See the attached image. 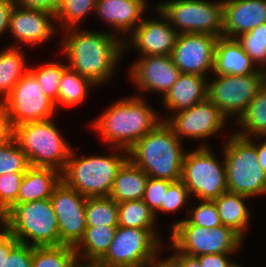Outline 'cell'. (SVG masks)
Instances as JSON below:
<instances>
[{
  "label": "cell",
  "instance_id": "cell-1",
  "mask_svg": "<svg viewBox=\"0 0 266 267\" xmlns=\"http://www.w3.org/2000/svg\"><path fill=\"white\" fill-rule=\"evenodd\" d=\"M73 29H65L68 30L67 37L61 44L62 51L69 59L67 66L95 85L102 84L115 72L124 50V40L116 37L115 33Z\"/></svg>",
  "mask_w": 266,
  "mask_h": 267
},
{
  "label": "cell",
  "instance_id": "cell-2",
  "mask_svg": "<svg viewBox=\"0 0 266 267\" xmlns=\"http://www.w3.org/2000/svg\"><path fill=\"white\" fill-rule=\"evenodd\" d=\"M141 96L127 97L111 105L93 123L103 141L114 143L125 154L162 120ZM160 120V121H159Z\"/></svg>",
  "mask_w": 266,
  "mask_h": 267
},
{
  "label": "cell",
  "instance_id": "cell-3",
  "mask_svg": "<svg viewBox=\"0 0 266 267\" xmlns=\"http://www.w3.org/2000/svg\"><path fill=\"white\" fill-rule=\"evenodd\" d=\"M181 145V140L162 120L128 150V159L151 178L178 181L185 155Z\"/></svg>",
  "mask_w": 266,
  "mask_h": 267
},
{
  "label": "cell",
  "instance_id": "cell-4",
  "mask_svg": "<svg viewBox=\"0 0 266 267\" xmlns=\"http://www.w3.org/2000/svg\"><path fill=\"white\" fill-rule=\"evenodd\" d=\"M0 222L22 244L60 245L59 226L50 198L15 204L0 217Z\"/></svg>",
  "mask_w": 266,
  "mask_h": 267
},
{
  "label": "cell",
  "instance_id": "cell-5",
  "mask_svg": "<svg viewBox=\"0 0 266 267\" xmlns=\"http://www.w3.org/2000/svg\"><path fill=\"white\" fill-rule=\"evenodd\" d=\"M13 138L25 153L30 166L63 172L72 148L52 119L14 126Z\"/></svg>",
  "mask_w": 266,
  "mask_h": 267
},
{
  "label": "cell",
  "instance_id": "cell-6",
  "mask_svg": "<svg viewBox=\"0 0 266 267\" xmlns=\"http://www.w3.org/2000/svg\"><path fill=\"white\" fill-rule=\"evenodd\" d=\"M120 153L75 158L72 150L61 180L85 197L109 196L118 170L128 160V154Z\"/></svg>",
  "mask_w": 266,
  "mask_h": 267
},
{
  "label": "cell",
  "instance_id": "cell-7",
  "mask_svg": "<svg viewBox=\"0 0 266 267\" xmlns=\"http://www.w3.org/2000/svg\"><path fill=\"white\" fill-rule=\"evenodd\" d=\"M252 140L234 133L223 150L228 191L249 198L266 194V172L258 163Z\"/></svg>",
  "mask_w": 266,
  "mask_h": 267
},
{
  "label": "cell",
  "instance_id": "cell-8",
  "mask_svg": "<svg viewBox=\"0 0 266 267\" xmlns=\"http://www.w3.org/2000/svg\"><path fill=\"white\" fill-rule=\"evenodd\" d=\"M181 181L190 195L201 200H215L228 191L226 166L215 157L208 145L185 153Z\"/></svg>",
  "mask_w": 266,
  "mask_h": 267
},
{
  "label": "cell",
  "instance_id": "cell-9",
  "mask_svg": "<svg viewBox=\"0 0 266 267\" xmlns=\"http://www.w3.org/2000/svg\"><path fill=\"white\" fill-rule=\"evenodd\" d=\"M156 8L178 34L223 35V0L213 3L206 0H172L160 2Z\"/></svg>",
  "mask_w": 266,
  "mask_h": 267
},
{
  "label": "cell",
  "instance_id": "cell-10",
  "mask_svg": "<svg viewBox=\"0 0 266 267\" xmlns=\"http://www.w3.org/2000/svg\"><path fill=\"white\" fill-rule=\"evenodd\" d=\"M155 229L116 228L113 241L100 262L113 267H146L154 264L162 249Z\"/></svg>",
  "mask_w": 266,
  "mask_h": 267
},
{
  "label": "cell",
  "instance_id": "cell-11",
  "mask_svg": "<svg viewBox=\"0 0 266 267\" xmlns=\"http://www.w3.org/2000/svg\"><path fill=\"white\" fill-rule=\"evenodd\" d=\"M208 83L207 98L236 121L247 111L257 92L266 83V70L247 75H220Z\"/></svg>",
  "mask_w": 266,
  "mask_h": 267
},
{
  "label": "cell",
  "instance_id": "cell-12",
  "mask_svg": "<svg viewBox=\"0 0 266 267\" xmlns=\"http://www.w3.org/2000/svg\"><path fill=\"white\" fill-rule=\"evenodd\" d=\"M171 245L189 256L204 254L234 253L242 245L243 237L228 226L216 228L196 225H175Z\"/></svg>",
  "mask_w": 266,
  "mask_h": 267
},
{
  "label": "cell",
  "instance_id": "cell-13",
  "mask_svg": "<svg viewBox=\"0 0 266 267\" xmlns=\"http://www.w3.org/2000/svg\"><path fill=\"white\" fill-rule=\"evenodd\" d=\"M3 102L7 107L12 127L52 119L56 112L55 103L44 94L29 70Z\"/></svg>",
  "mask_w": 266,
  "mask_h": 267
},
{
  "label": "cell",
  "instance_id": "cell-14",
  "mask_svg": "<svg viewBox=\"0 0 266 267\" xmlns=\"http://www.w3.org/2000/svg\"><path fill=\"white\" fill-rule=\"evenodd\" d=\"M86 199L62 180L55 187L50 200L57 217L60 245L75 247L82 239L87 227Z\"/></svg>",
  "mask_w": 266,
  "mask_h": 267
},
{
  "label": "cell",
  "instance_id": "cell-15",
  "mask_svg": "<svg viewBox=\"0 0 266 267\" xmlns=\"http://www.w3.org/2000/svg\"><path fill=\"white\" fill-rule=\"evenodd\" d=\"M173 114L174 116L171 115L163 121L180 140L183 137L199 140L208 138L221 131L228 119L208 98L187 110Z\"/></svg>",
  "mask_w": 266,
  "mask_h": 267
},
{
  "label": "cell",
  "instance_id": "cell-16",
  "mask_svg": "<svg viewBox=\"0 0 266 267\" xmlns=\"http://www.w3.org/2000/svg\"><path fill=\"white\" fill-rule=\"evenodd\" d=\"M219 37L207 33L178 34L171 57L181 73L206 77L214 70L215 46Z\"/></svg>",
  "mask_w": 266,
  "mask_h": 267
},
{
  "label": "cell",
  "instance_id": "cell-17",
  "mask_svg": "<svg viewBox=\"0 0 266 267\" xmlns=\"http://www.w3.org/2000/svg\"><path fill=\"white\" fill-rule=\"evenodd\" d=\"M129 74L138 89L161 92L163 98L181 71L173 63L171 55H145L131 65Z\"/></svg>",
  "mask_w": 266,
  "mask_h": 267
},
{
  "label": "cell",
  "instance_id": "cell-18",
  "mask_svg": "<svg viewBox=\"0 0 266 267\" xmlns=\"http://www.w3.org/2000/svg\"><path fill=\"white\" fill-rule=\"evenodd\" d=\"M156 11L159 13L158 15L163 17L164 22L157 19L143 18L140 24L131 32L132 39H130V42L124 41V50L134 46L141 53V56L172 54L178 32L157 8Z\"/></svg>",
  "mask_w": 266,
  "mask_h": 267
},
{
  "label": "cell",
  "instance_id": "cell-19",
  "mask_svg": "<svg viewBox=\"0 0 266 267\" xmlns=\"http://www.w3.org/2000/svg\"><path fill=\"white\" fill-rule=\"evenodd\" d=\"M51 19L54 21L55 15L50 12L14 5L8 30L21 44L35 46V44L48 41L53 36L56 28Z\"/></svg>",
  "mask_w": 266,
  "mask_h": 267
},
{
  "label": "cell",
  "instance_id": "cell-20",
  "mask_svg": "<svg viewBox=\"0 0 266 267\" xmlns=\"http://www.w3.org/2000/svg\"><path fill=\"white\" fill-rule=\"evenodd\" d=\"M262 24H266V0H223L222 37L235 39Z\"/></svg>",
  "mask_w": 266,
  "mask_h": 267
},
{
  "label": "cell",
  "instance_id": "cell-21",
  "mask_svg": "<svg viewBox=\"0 0 266 267\" xmlns=\"http://www.w3.org/2000/svg\"><path fill=\"white\" fill-rule=\"evenodd\" d=\"M146 4V0H96L95 13L124 35L140 24Z\"/></svg>",
  "mask_w": 266,
  "mask_h": 267
},
{
  "label": "cell",
  "instance_id": "cell-22",
  "mask_svg": "<svg viewBox=\"0 0 266 267\" xmlns=\"http://www.w3.org/2000/svg\"><path fill=\"white\" fill-rule=\"evenodd\" d=\"M206 77L181 73L178 80L162 98L166 109L180 112L207 99L208 82ZM175 110V111H174Z\"/></svg>",
  "mask_w": 266,
  "mask_h": 267
},
{
  "label": "cell",
  "instance_id": "cell-23",
  "mask_svg": "<svg viewBox=\"0 0 266 267\" xmlns=\"http://www.w3.org/2000/svg\"><path fill=\"white\" fill-rule=\"evenodd\" d=\"M254 64L236 39L218 38L215 46L214 74L247 75L260 70Z\"/></svg>",
  "mask_w": 266,
  "mask_h": 267
},
{
  "label": "cell",
  "instance_id": "cell-24",
  "mask_svg": "<svg viewBox=\"0 0 266 267\" xmlns=\"http://www.w3.org/2000/svg\"><path fill=\"white\" fill-rule=\"evenodd\" d=\"M60 182L61 172L56 169L30 166L20 185L17 204L49 199Z\"/></svg>",
  "mask_w": 266,
  "mask_h": 267
},
{
  "label": "cell",
  "instance_id": "cell-25",
  "mask_svg": "<svg viewBox=\"0 0 266 267\" xmlns=\"http://www.w3.org/2000/svg\"><path fill=\"white\" fill-rule=\"evenodd\" d=\"M148 178L142 169L128 159L118 170L109 196L116 203L141 200Z\"/></svg>",
  "mask_w": 266,
  "mask_h": 267
},
{
  "label": "cell",
  "instance_id": "cell-26",
  "mask_svg": "<svg viewBox=\"0 0 266 267\" xmlns=\"http://www.w3.org/2000/svg\"><path fill=\"white\" fill-rule=\"evenodd\" d=\"M246 199L250 198L227 191L214 200L222 225L231 227L243 238L250 218L244 204Z\"/></svg>",
  "mask_w": 266,
  "mask_h": 267
},
{
  "label": "cell",
  "instance_id": "cell-27",
  "mask_svg": "<svg viewBox=\"0 0 266 267\" xmlns=\"http://www.w3.org/2000/svg\"><path fill=\"white\" fill-rule=\"evenodd\" d=\"M117 227L104 225L86 227L82 239L74 247L78 259L82 260L81 258H83L86 261L100 260L108 251Z\"/></svg>",
  "mask_w": 266,
  "mask_h": 267
},
{
  "label": "cell",
  "instance_id": "cell-28",
  "mask_svg": "<svg viewBox=\"0 0 266 267\" xmlns=\"http://www.w3.org/2000/svg\"><path fill=\"white\" fill-rule=\"evenodd\" d=\"M25 59L17 44L0 52V96H3L2 101L29 70V67L25 66Z\"/></svg>",
  "mask_w": 266,
  "mask_h": 267
},
{
  "label": "cell",
  "instance_id": "cell-29",
  "mask_svg": "<svg viewBox=\"0 0 266 267\" xmlns=\"http://www.w3.org/2000/svg\"><path fill=\"white\" fill-rule=\"evenodd\" d=\"M236 124L242 127V131L236 132L242 137H266V83L251 100L247 111Z\"/></svg>",
  "mask_w": 266,
  "mask_h": 267
},
{
  "label": "cell",
  "instance_id": "cell-30",
  "mask_svg": "<svg viewBox=\"0 0 266 267\" xmlns=\"http://www.w3.org/2000/svg\"><path fill=\"white\" fill-rule=\"evenodd\" d=\"M93 85L90 79L67 67L59 83L58 104L66 107L78 105L87 97L89 86Z\"/></svg>",
  "mask_w": 266,
  "mask_h": 267
},
{
  "label": "cell",
  "instance_id": "cell-31",
  "mask_svg": "<svg viewBox=\"0 0 266 267\" xmlns=\"http://www.w3.org/2000/svg\"><path fill=\"white\" fill-rule=\"evenodd\" d=\"M85 214L87 227L118 226V204L110 196L87 197Z\"/></svg>",
  "mask_w": 266,
  "mask_h": 267
},
{
  "label": "cell",
  "instance_id": "cell-32",
  "mask_svg": "<svg viewBox=\"0 0 266 267\" xmlns=\"http://www.w3.org/2000/svg\"><path fill=\"white\" fill-rule=\"evenodd\" d=\"M118 204V226L154 229L156 217L143 200L124 201Z\"/></svg>",
  "mask_w": 266,
  "mask_h": 267
},
{
  "label": "cell",
  "instance_id": "cell-33",
  "mask_svg": "<svg viewBox=\"0 0 266 267\" xmlns=\"http://www.w3.org/2000/svg\"><path fill=\"white\" fill-rule=\"evenodd\" d=\"M77 260L72 246L33 247L32 267H75Z\"/></svg>",
  "mask_w": 266,
  "mask_h": 267
},
{
  "label": "cell",
  "instance_id": "cell-34",
  "mask_svg": "<svg viewBox=\"0 0 266 267\" xmlns=\"http://www.w3.org/2000/svg\"><path fill=\"white\" fill-rule=\"evenodd\" d=\"M67 67V64L57 62L46 63L35 68L29 67V71L35 76L41 90L55 103L56 107L58 106L59 83Z\"/></svg>",
  "mask_w": 266,
  "mask_h": 267
},
{
  "label": "cell",
  "instance_id": "cell-35",
  "mask_svg": "<svg viewBox=\"0 0 266 267\" xmlns=\"http://www.w3.org/2000/svg\"><path fill=\"white\" fill-rule=\"evenodd\" d=\"M95 6L96 0H60L54 22L59 21L64 29L75 28L86 14L95 11Z\"/></svg>",
  "mask_w": 266,
  "mask_h": 267
},
{
  "label": "cell",
  "instance_id": "cell-36",
  "mask_svg": "<svg viewBox=\"0 0 266 267\" xmlns=\"http://www.w3.org/2000/svg\"><path fill=\"white\" fill-rule=\"evenodd\" d=\"M241 45L245 53H247L252 61L260 69L266 70V24L258 25L251 31L243 33L235 38Z\"/></svg>",
  "mask_w": 266,
  "mask_h": 267
},
{
  "label": "cell",
  "instance_id": "cell-37",
  "mask_svg": "<svg viewBox=\"0 0 266 267\" xmlns=\"http://www.w3.org/2000/svg\"><path fill=\"white\" fill-rule=\"evenodd\" d=\"M30 167L28 159L14 138L0 145V176L25 173Z\"/></svg>",
  "mask_w": 266,
  "mask_h": 267
},
{
  "label": "cell",
  "instance_id": "cell-38",
  "mask_svg": "<svg viewBox=\"0 0 266 267\" xmlns=\"http://www.w3.org/2000/svg\"><path fill=\"white\" fill-rule=\"evenodd\" d=\"M202 203L192 208L187 219L173 223L175 225H196L199 227L216 228L221 226V220L214 200H201Z\"/></svg>",
  "mask_w": 266,
  "mask_h": 267
},
{
  "label": "cell",
  "instance_id": "cell-39",
  "mask_svg": "<svg viewBox=\"0 0 266 267\" xmlns=\"http://www.w3.org/2000/svg\"><path fill=\"white\" fill-rule=\"evenodd\" d=\"M24 174L10 173L0 176V217L17 204V196Z\"/></svg>",
  "mask_w": 266,
  "mask_h": 267
},
{
  "label": "cell",
  "instance_id": "cell-40",
  "mask_svg": "<svg viewBox=\"0 0 266 267\" xmlns=\"http://www.w3.org/2000/svg\"><path fill=\"white\" fill-rule=\"evenodd\" d=\"M191 196L181 180L172 182L166 191L164 203L157 211L176 212L188 202Z\"/></svg>",
  "mask_w": 266,
  "mask_h": 267
},
{
  "label": "cell",
  "instance_id": "cell-41",
  "mask_svg": "<svg viewBox=\"0 0 266 267\" xmlns=\"http://www.w3.org/2000/svg\"><path fill=\"white\" fill-rule=\"evenodd\" d=\"M171 183L165 179L148 178L142 200L154 212L155 217L157 210L164 203L166 191Z\"/></svg>",
  "mask_w": 266,
  "mask_h": 267
},
{
  "label": "cell",
  "instance_id": "cell-42",
  "mask_svg": "<svg viewBox=\"0 0 266 267\" xmlns=\"http://www.w3.org/2000/svg\"><path fill=\"white\" fill-rule=\"evenodd\" d=\"M33 247L19 243L5 259L2 267H32Z\"/></svg>",
  "mask_w": 266,
  "mask_h": 267
},
{
  "label": "cell",
  "instance_id": "cell-43",
  "mask_svg": "<svg viewBox=\"0 0 266 267\" xmlns=\"http://www.w3.org/2000/svg\"><path fill=\"white\" fill-rule=\"evenodd\" d=\"M14 4L19 7L38 9L56 14L60 0H13Z\"/></svg>",
  "mask_w": 266,
  "mask_h": 267
},
{
  "label": "cell",
  "instance_id": "cell-44",
  "mask_svg": "<svg viewBox=\"0 0 266 267\" xmlns=\"http://www.w3.org/2000/svg\"><path fill=\"white\" fill-rule=\"evenodd\" d=\"M233 253H220V254H204L198 255L196 258L199 260L202 267H231L234 262L230 261L229 255Z\"/></svg>",
  "mask_w": 266,
  "mask_h": 267
},
{
  "label": "cell",
  "instance_id": "cell-45",
  "mask_svg": "<svg viewBox=\"0 0 266 267\" xmlns=\"http://www.w3.org/2000/svg\"><path fill=\"white\" fill-rule=\"evenodd\" d=\"M0 232V267L4 264L10 252L20 243L5 227Z\"/></svg>",
  "mask_w": 266,
  "mask_h": 267
},
{
  "label": "cell",
  "instance_id": "cell-46",
  "mask_svg": "<svg viewBox=\"0 0 266 267\" xmlns=\"http://www.w3.org/2000/svg\"><path fill=\"white\" fill-rule=\"evenodd\" d=\"M170 247L176 251L174 255L164 259L170 267H202L196 257L179 252L173 245Z\"/></svg>",
  "mask_w": 266,
  "mask_h": 267
},
{
  "label": "cell",
  "instance_id": "cell-47",
  "mask_svg": "<svg viewBox=\"0 0 266 267\" xmlns=\"http://www.w3.org/2000/svg\"><path fill=\"white\" fill-rule=\"evenodd\" d=\"M13 138V127L5 103L0 101V145Z\"/></svg>",
  "mask_w": 266,
  "mask_h": 267
},
{
  "label": "cell",
  "instance_id": "cell-48",
  "mask_svg": "<svg viewBox=\"0 0 266 267\" xmlns=\"http://www.w3.org/2000/svg\"><path fill=\"white\" fill-rule=\"evenodd\" d=\"M14 5L13 0H0V35L8 30L10 15Z\"/></svg>",
  "mask_w": 266,
  "mask_h": 267
},
{
  "label": "cell",
  "instance_id": "cell-49",
  "mask_svg": "<svg viewBox=\"0 0 266 267\" xmlns=\"http://www.w3.org/2000/svg\"><path fill=\"white\" fill-rule=\"evenodd\" d=\"M256 152L258 155V163L266 172V139L261 144H256Z\"/></svg>",
  "mask_w": 266,
  "mask_h": 267
},
{
  "label": "cell",
  "instance_id": "cell-50",
  "mask_svg": "<svg viewBox=\"0 0 266 267\" xmlns=\"http://www.w3.org/2000/svg\"><path fill=\"white\" fill-rule=\"evenodd\" d=\"M79 259L76 261L75 267H113L111 265L104 264L99 260H88L87 263L81 264Z\"/></svg>",
  "mask_w": 266,
  "mask_h": 267
},
{
  "label": "cell",
  "instance_id": "cell-51",
  "mask_svg": "<svg viewBox=\"0 0 266 267\" xmlns=\"http://www.w3.org/2000/svg\"><path fill=\"white\" fill-rule=\"evenodd\" d=\"M146 267H170L165 260H160L159 262H156L154 264H151L150 266Z\"/></svg>",
  "mask_w": 266,
  "mask_h": 267
},
{
  "label": "cell",
  "instance_id": "cell-52",
  "mask_svg": "<svg viewBox=\"0 0 266 267\" xmlns=\"http://www.w3.org/2000/svg\"><path fill=\"white\" fill-rule=\"evenodd\" d=\"M231 267H242L240 264L233 263Z\"/></svg>",
  "mask_w": 266,
  "mask_h": 267
}]
</instances>
